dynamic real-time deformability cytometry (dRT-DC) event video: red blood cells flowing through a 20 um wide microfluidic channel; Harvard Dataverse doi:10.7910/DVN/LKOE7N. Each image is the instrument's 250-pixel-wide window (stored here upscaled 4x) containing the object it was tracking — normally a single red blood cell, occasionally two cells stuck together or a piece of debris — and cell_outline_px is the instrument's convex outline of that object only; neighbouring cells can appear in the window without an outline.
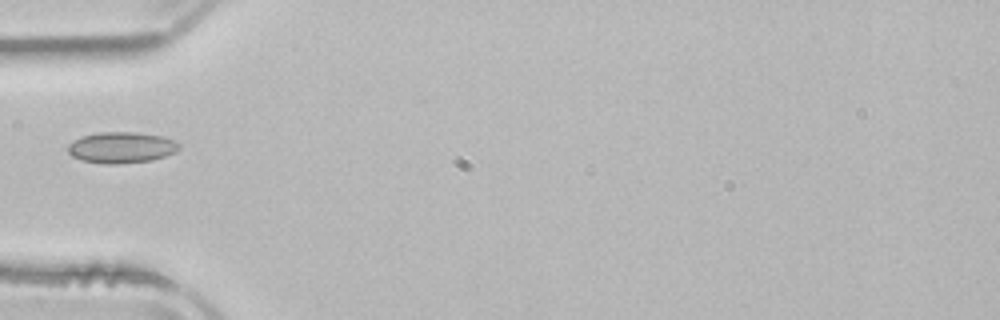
{"species": "common noctule bat (a hibernating species)", "species_latin": "Nyctalus noctula", "temperature_condition": "room temperature", "stored_images_in_passage": 2, "camera_frame_rate_fps": 3000, "um_per_image_px": 0.085, "animal": {"sex": "male", "body_mass_g": 21.5, "forearm_length_mm": 52.0}, "frame": {"image": 1, "passage_image": 2, "time_ms": 2.667, "image_size_px": [1000, 320], "cell_outline_px": [[180, 148], [176, 152], [152, 160], [116, 164], [104, 164], [80, 160], [72, 156], [68, 152], [68, 144], [84, 136], [100, 132], [136, 132], [160, 136], [172, 140], [180, 144]], "centroid_in_image_um": [10.32, 12.55], "position_along_channel_um": 74.7, "area_um2": 20.0}}